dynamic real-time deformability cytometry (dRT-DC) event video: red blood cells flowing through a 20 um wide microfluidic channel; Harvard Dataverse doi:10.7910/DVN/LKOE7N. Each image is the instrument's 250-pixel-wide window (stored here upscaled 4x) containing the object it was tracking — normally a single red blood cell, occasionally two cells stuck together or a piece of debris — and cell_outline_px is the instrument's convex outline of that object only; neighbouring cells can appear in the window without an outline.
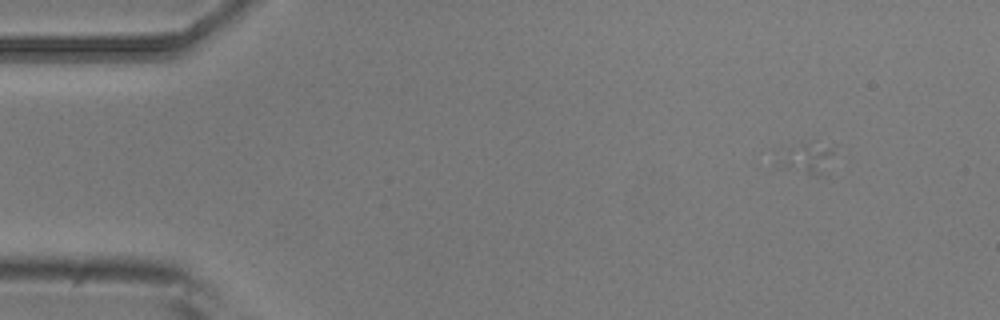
{"species": "common noctule bat (a hibernating species)", "species_latin": "Nyctalus noctula", "temperature_condition": "room temperature", "stored_images_in_passage": 13, "camera_frame_rate_fps": 3000, "um_per_image_px": 0.085, "animal": {"sex": "male", "body_mass_g": 20.5, "forearm_length_mm": 52.5}, "frame": {"image": 1, "passage_image": 1, "time_ms": 0.0, "image_size_px": [1000, 320], "cell_outline_px": [[832, 152], [820, 176], [812, 176], [776, 168], [772, 164], [800, 140], [816, 140], [828, 148]], "centroid_in_image_um": [68.42, 13.46], "position_along_channel_um": 16.6, "area_um2": 10.17}}